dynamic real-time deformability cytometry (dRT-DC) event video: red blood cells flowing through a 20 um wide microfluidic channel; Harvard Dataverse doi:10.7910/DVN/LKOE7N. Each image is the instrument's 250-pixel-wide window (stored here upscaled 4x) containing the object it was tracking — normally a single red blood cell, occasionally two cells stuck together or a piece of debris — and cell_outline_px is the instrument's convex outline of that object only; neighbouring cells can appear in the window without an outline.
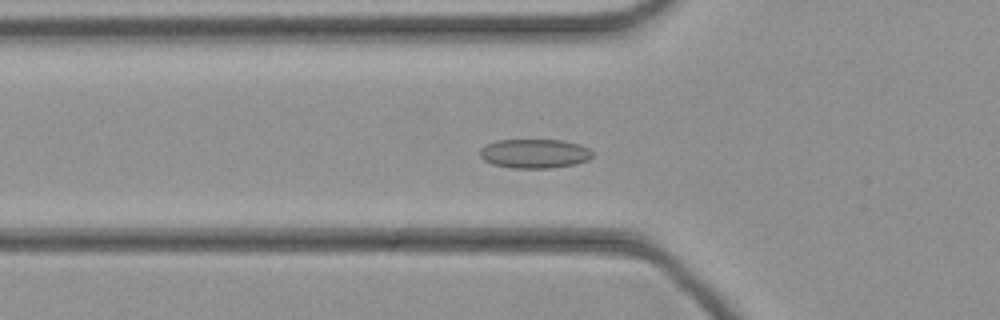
{"species": "common noctule bat (a hibernating species)", "species_latin": "Nyctalus noctula", "temperature_condition": "cold", "stored_images_in_passage": 41, "camera_frame_rate_fps": 3000, "um_per_image_px": 0.085, "animal": {"sex": "female", "body_mass_g": 21.9}, "frame": {"image": 1, "passage_image": 11, "time_ms": 3.333, "image_size_px": [1000, 320], "cell_outline_px": [[592, 156], [588, 160], [576, 164], [552, 168], [512, 168], [492, 164], [484, 160], [480, 156], [480, 148], [496, 140], [564, 140], [580, 144], [588, 148], [592, 152]], "centroid_in_image_um": [45.45, 13.05], "position_along_channel_um": 80.4, "area_um2": 19.25}}
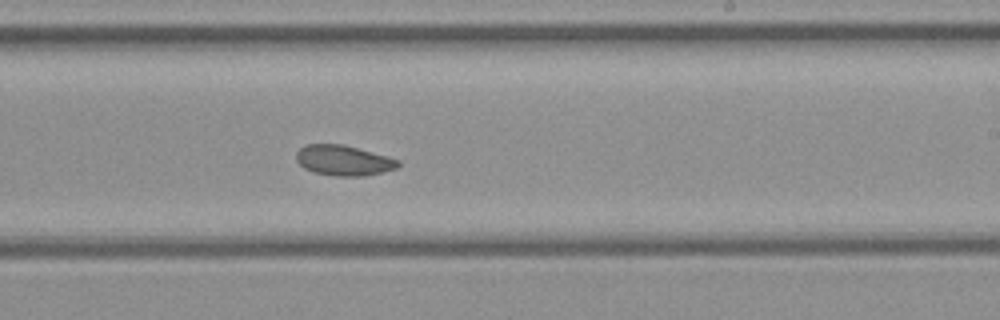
{"frame": {"image": 2, "passage_image": 23, "time_ms": 7.333, "image_size_px": [1000, 320], "cell_outline_px": [[400, 164], [396, 168], [364, 176], [336, 176], [316, 172], [304, 168], [296, 160], [296, 152], [304, 144], [344, 144], [400, 160]], "centroid_in_image_um": [29.18, 13.62], "position_along_channel_um": 259.8, "area_um2": 17.86}}
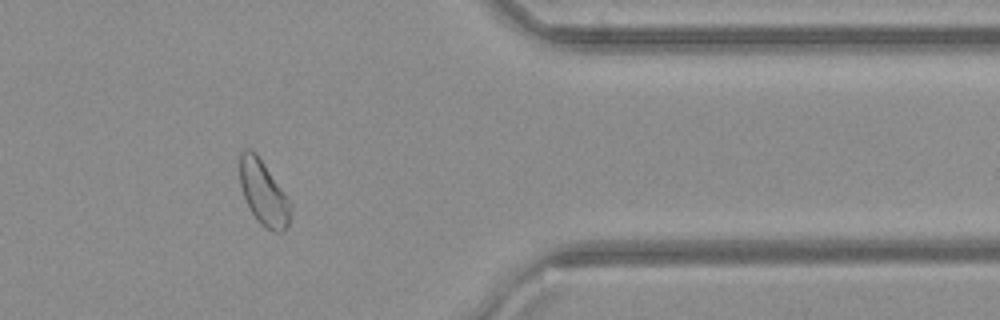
{"frame": {"image": 3, "passage_image": 33, "time_ms": 10.667, "image_size_px": [1000, 320], "cell_outline_px": [[292, 204], [288, 224], [284, 232], [276, 232], [264, 228], [256, 220], [244, 196], [240, 184], [240, 152], [244, 148], [248, 148], [256, 152], [284, 192]], "centroid_in_image_um": [22.4, 16.4], "position_along_channel_um": 389.0, "area_um2": 19.07}}